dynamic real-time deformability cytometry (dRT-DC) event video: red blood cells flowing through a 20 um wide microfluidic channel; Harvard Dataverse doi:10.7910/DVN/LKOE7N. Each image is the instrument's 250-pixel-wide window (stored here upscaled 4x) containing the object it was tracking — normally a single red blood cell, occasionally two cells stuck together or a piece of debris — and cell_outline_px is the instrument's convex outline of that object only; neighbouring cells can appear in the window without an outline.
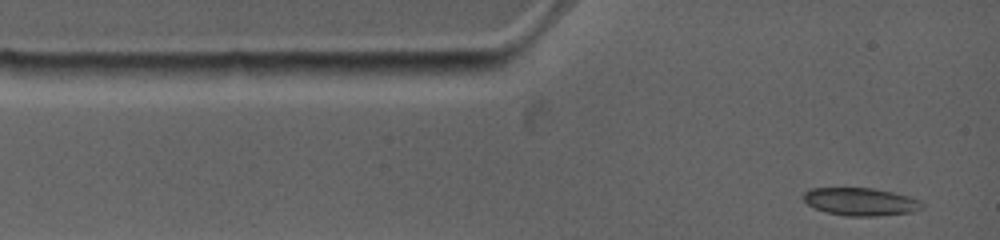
{"species": "common noctule bat (a hibernating species)", "species_latin": "Nyctalus noctula", "temperature_condition": "warm", "stored_images_in_passage": 9, "camera_frame_rate_fps": 4500, "um_per_image_px": 0.085, "animal": {"sex": "female", "body_mass_g": 19.0, "forearm_length_mm": 53.3}, "frame": {"image": 1, "passage_image": 1, "time_ms": 0.0, "image_size_px": [1000, 240], "cell_outline_px": [[924, 208], [912, 212], [876, 216], [844, 216], [828, 212], [816, 208], [808, 204], [804, 200], [804, 192], [808, 188], [872, 188], [892, 192], [908, 196], [920, 200], [924, 204]], "centroid_in_image_um": [73.18, 17.14], "position_along_channel_um": 11.8, "area_um2": 19.19}}
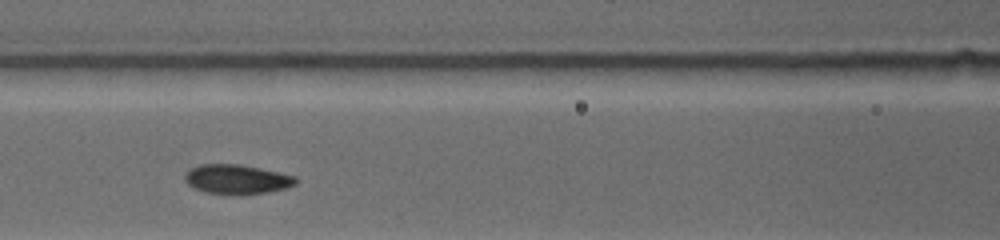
{"frame": {"image": 2, "passage_image": 6, "time_ms": 4.222, "image_size_px": [1000, 240], "cell_outline_px": [[296, 184], [284, 188], [268, 192], [240, 196], [204, 192], [188, 184], [184, 180], [184, 176], [192, 168], [200, 164], [240, 164], [260, 168], [296, 176]], "centroid_in_image_um": [20.13, 15.25], "position_along_channel_um": 146.5, "area_um2": 19.13}}
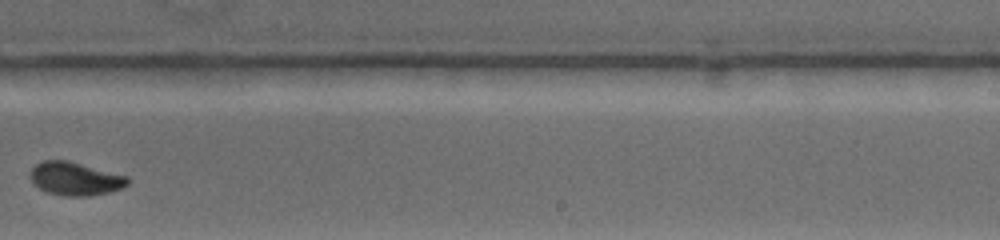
{"frame": {"image": 3, "passage_image": 9, "time_ms": 7.778, "image_size_px": [1000, 240], "cell_outline_px": [[128, 184], [120, 188], [108, 192], [88, 196], [64, 196], [48, 192], [32, 184], [28, 176], [32, 168], [36, 164], [44, 160], [68, 160], [128, 176]], "centroid_in_image_um": [6.35, 15.18], "position_along_channel_um": 282.7, "area_um2": 18.9}}